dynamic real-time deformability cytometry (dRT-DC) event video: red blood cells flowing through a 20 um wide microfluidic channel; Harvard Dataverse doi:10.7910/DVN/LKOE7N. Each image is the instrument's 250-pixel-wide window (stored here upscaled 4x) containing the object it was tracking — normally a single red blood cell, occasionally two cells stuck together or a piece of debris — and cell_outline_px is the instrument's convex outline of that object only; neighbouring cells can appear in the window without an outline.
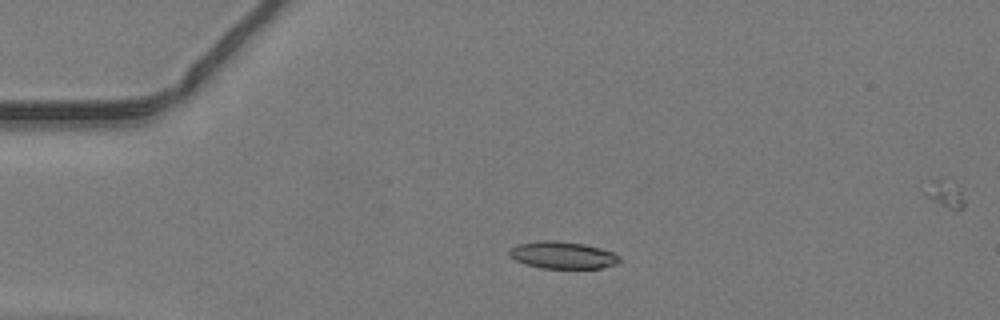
{"species": "common noctule bat (a hibernating species)", "species_latin": "Nyctalus noctula", "temperature_condition": "warm", "stored_images_in_passage": 10, "camera_frame_rate_fps": 3000, "um_per_image_px": 0.085, "animal": {"sex": "male", "body_mass_g": 19.2, "forearm_length_mm": 51.8}, "frame": {"image": 1, "passage_image": 1, "time_ms": 0.0, "image_size_px": [1000, 320], "cell_outline_px": [[620, 264], [600, 268], [540, 268], [524, 264], [508, 256], [508, 248], [516, 244], [540, 240], [556, 240], [584, 244], [600, 248], [612, 252], [620, 256]], "centroid_in_image_um": [47.79, 21.68], "position_along_channel_um": 37.2, "area_um2": 17.74}}
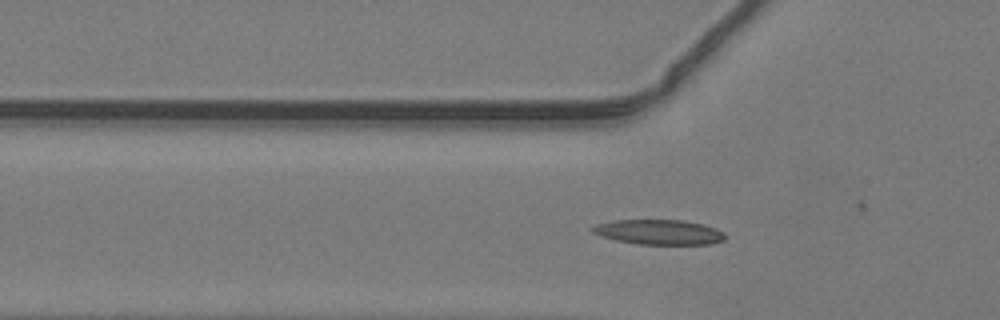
{"frame": {"image": 2, "passage_image": 6, "time_ms": 1.667, "image_size_px": [1000, 320], "cell_outline_px": [[728, 236], [724, 240], [712, 244], [640, 244], [616, 240], [600, 236], [592, 232], [592, 228], [596, 224], [612, 220], [684, 220], [704, 224], [716, 228], [724, 232]], "centroid_in_image_um": [56.06, 19.72], "position_along_channel_um": 69.7, "area_um2": 19.42}}
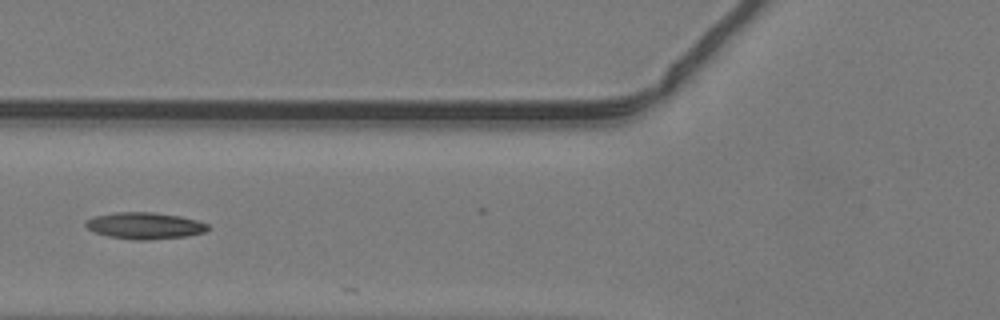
{"frame": {"image": 3, "passage_image": 9, "time_ms": 2.667, "image_size_px": [1000, 320], "cell_outline_px": [[208, 232], [188, 236], [148, 240], [136, 240], [108, 236], [96, 232], [88, 228], [84, 224], [88, 220], [96, 216], [116, 212], [152, 212], [180, 216], [200, 220], [208, 224]], "centroid_in_image_um": [12.38, 19.18], "position_along_channel_um": 113.4, "area_um2": 18.96}}